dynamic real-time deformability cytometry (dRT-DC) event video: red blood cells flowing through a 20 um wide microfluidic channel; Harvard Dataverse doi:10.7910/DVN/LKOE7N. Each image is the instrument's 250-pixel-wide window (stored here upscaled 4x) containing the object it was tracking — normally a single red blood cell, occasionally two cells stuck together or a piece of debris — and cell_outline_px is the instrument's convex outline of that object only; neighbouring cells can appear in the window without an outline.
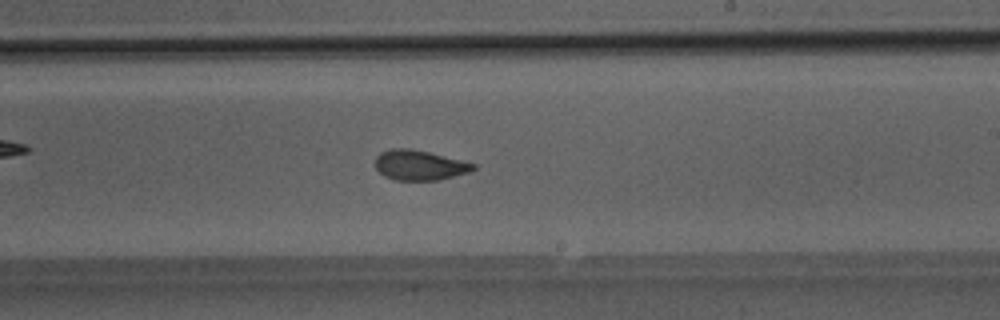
{"species": "Egyptian fruit bat (a non-hibernating species)", "species_latin": "Rousettus aegyptiacus", "temperature_condition": "room temperature", "stored_images_in_passage": 35, "camera_frame_rate_fps": 3000, "um_per_image_px": 0.085, "animal": {"sex": "male"}, "frame": {"image": 1, "passage_image": 22, "time_ms": 7.0, "image_size_px": [1000, 320], "cell_outline_px": [[476, 168], [472, 172], [436, 180], [396, 180], [384, 176], [376, 168], [376, 156], [380, 152], [388, 148], [408, 148], [428, 152], [476, 164]], "centroid_in_image_um": [35.65, 14.04], "position_along_channel_um": 253.4, "area_um2": 17.11}}